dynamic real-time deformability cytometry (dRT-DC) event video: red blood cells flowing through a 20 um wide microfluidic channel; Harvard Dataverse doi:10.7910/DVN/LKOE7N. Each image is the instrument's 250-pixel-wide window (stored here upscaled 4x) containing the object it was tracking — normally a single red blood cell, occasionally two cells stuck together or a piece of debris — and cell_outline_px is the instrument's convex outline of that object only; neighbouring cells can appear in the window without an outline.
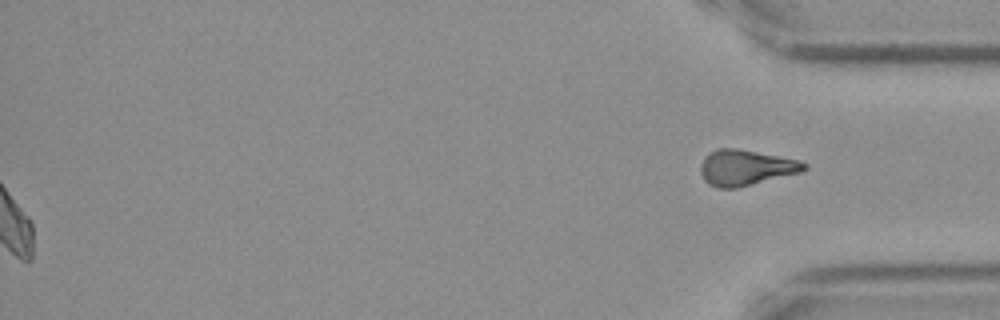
{"species": "Egyptian fruit bat (a non-hibernating species)", "species_latin": "Rousettus aegyptiacus", "temperature_condition": "cold", "stored_images_in_passage": 51, "segment_of_instrument_passage": [2, 2], "camera_frame_rate_fps": 3000, "um_per_image_px": 0.085, "frame": {"image": 1, "passage_image": 51, "time_ms": 16.667, "image_size_px": [1000, 320], "cell_outline_px": [[808, 164], [800, 172], [736, 188], [716, 188], [708, 184], [704, 180], [700, 172], [700, 164], [704, 156], [708, 152], [716, 148], [736, 148], [800, 160]], "centroid_in_image_um": [63.32, 14.24], "position_along_channel_um": 371.9, "area_um2": 21.5}}